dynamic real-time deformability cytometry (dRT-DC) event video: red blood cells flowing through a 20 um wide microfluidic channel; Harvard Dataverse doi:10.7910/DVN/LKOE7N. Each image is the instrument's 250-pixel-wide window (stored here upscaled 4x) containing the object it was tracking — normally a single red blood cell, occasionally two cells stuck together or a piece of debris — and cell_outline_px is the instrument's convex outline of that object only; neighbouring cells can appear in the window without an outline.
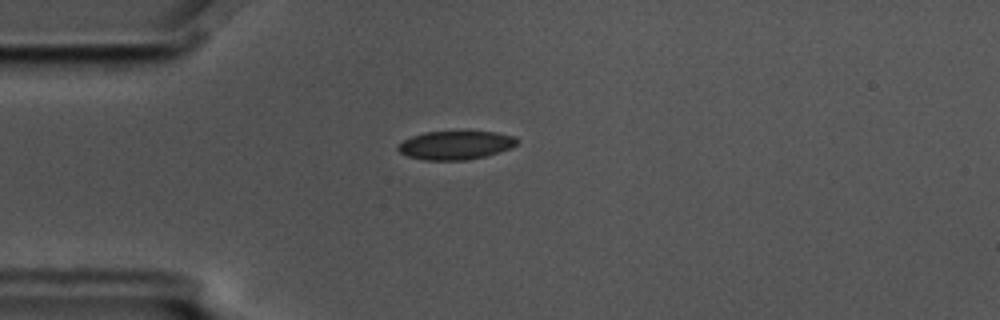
{"species": "common noctule bat (a hibernating species)", "species_latin": "Nyctalus noctula", "temperature_condition": "cold", "stored_images_in_passage": 4, "camera_frame_rate_fps": 3000, "um_per_image_px": 0.085, "animal": {"sex": "male", "body_mass_g": 17.5, "forearm_length_mm": 52.3}, "frame": {"image": 1, "passage_image": 1, "time_ms": 0.0, "image_size_px": [1000, 320], "cell_outline_px": [[520, 140], [512, 148], [484, 156], [464, 160], [424, 160], [408, 156], [400, 152], [396, 148], [404, 140], [412, 136], [424, 132], [468, 128], [496, 132], [516, 136]], "centroid_in_image_um": [38.78, 12.27], "position_along_channel_um": 46.2, "area_um2": 20.75}}